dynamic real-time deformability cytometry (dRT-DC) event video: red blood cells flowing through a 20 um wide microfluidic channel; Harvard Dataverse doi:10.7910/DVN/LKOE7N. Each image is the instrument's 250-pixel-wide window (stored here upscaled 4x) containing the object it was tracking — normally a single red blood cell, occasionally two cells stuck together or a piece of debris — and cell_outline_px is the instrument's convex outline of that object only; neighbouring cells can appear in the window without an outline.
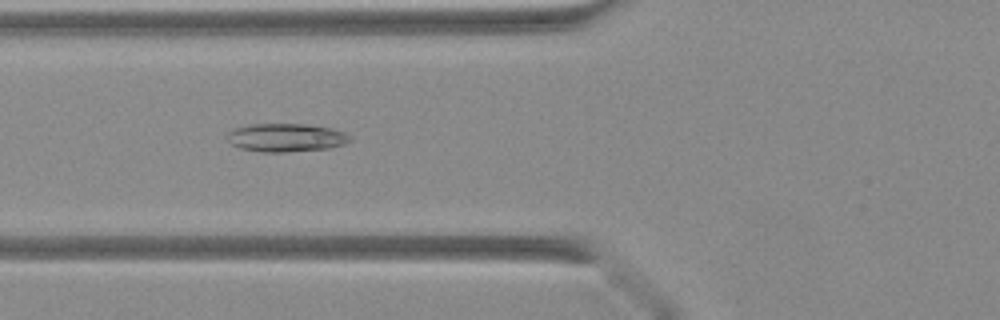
{"species": "Egyptian fruit bat (a non-hibernating species)", "species_latin": "Rousettus aegyptiacus", "temperature_condition": "warm", "stored_images_in_passage": 28, "camera_frame_rate_fps": 3000, "um_per_image_px": 0.085, "animal": {"sex": "female"}, "frame": {"image": 1, "passage_image": 3, "time_ms": 0.667, "image_size_px": [1000, 320], "cell_outline_px": [[352, 140], [344, 144], [328, 148], [284, 152], [260, 152], [240, 148], [232, 144], [228, 140], [228, 132], [236, 128], [248, 124], [304, 124], [332, 128], [344, 132], [352, 136]], "centroid_in_image_um": [24.33, 11.69], "position_along_channel_um": 101.5, "area_um2": 20.23}}
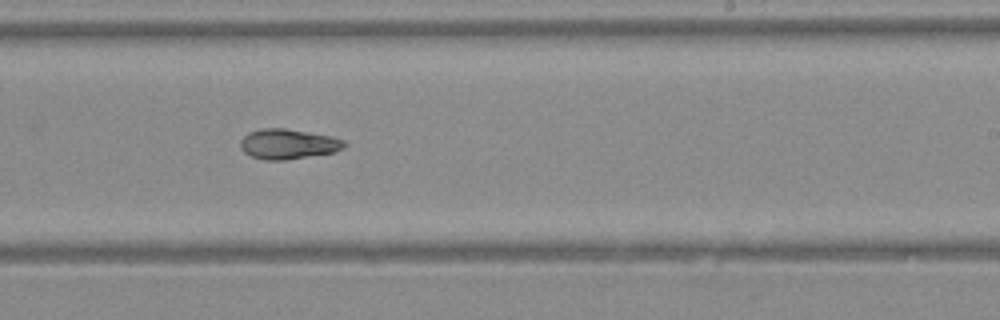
{"frame": {"image": 2, "passage_image": 13, "time_ms": 4.0, "image_size_px": [1000, 320], "cell_outline_px": [[348, 144], [344, 148], [336, 152], [284, 160], [264, 160], [252, 156], [244, 152], [240, 148], [240, 140], [248, 132], [260, 128], [284, 128], [332, 136], [344, 140]], "centroid_in_image_um": [24.5, 12.24], "position_along_channel_um": 264.5, "area_um2": 18.38}}
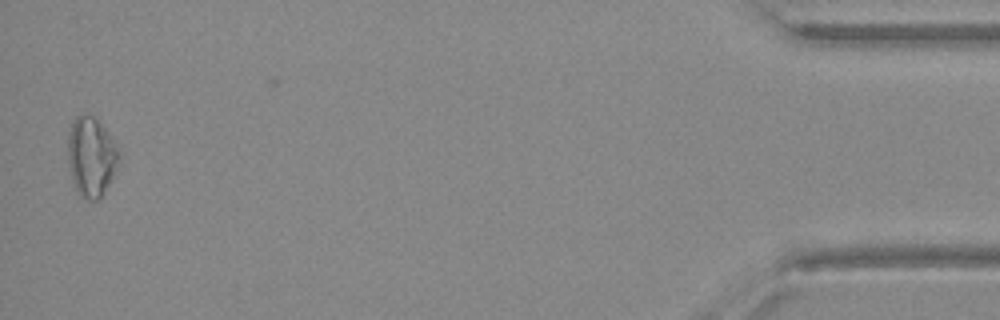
{"frame": {"image": 3, "passage_image": 28, "time_ms": 9.0, "image_size_px": [1000, 320], "cell_outline_px": [[120, 156], [116, 168], [100, 200], [88, 200], [80, 196], [76, 188], [72, 176], [68, 160], [68, 132], [76, 116], [92, 116], [104, 128], [116, 148]], "centroid_in_image_um": [7.73, 13.36], "position_along_channel_um": 427.5, "area_um2": 22.89}}